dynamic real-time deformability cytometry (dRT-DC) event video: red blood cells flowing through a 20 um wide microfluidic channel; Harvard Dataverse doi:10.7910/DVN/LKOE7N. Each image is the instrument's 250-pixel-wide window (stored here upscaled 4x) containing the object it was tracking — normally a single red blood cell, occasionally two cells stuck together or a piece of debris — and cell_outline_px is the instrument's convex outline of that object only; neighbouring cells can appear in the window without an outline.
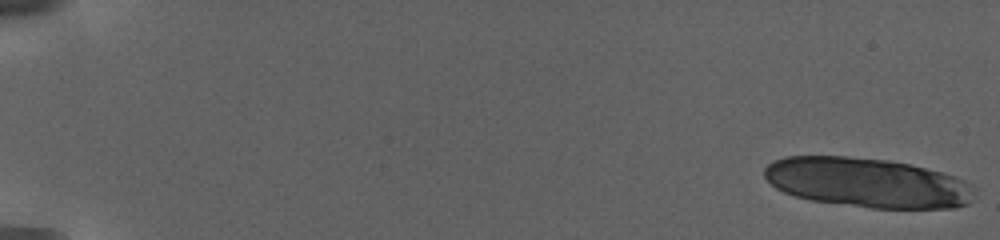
{"species": "human", "species_latin": "Homo sapiens", "temperature_condition": "warm", "stored_images_in_passage": 18, "camera_frame_rate_fps": 3000, "um_per_image_px": 0.085, "donor": {"sex": "female"}, "frame": {"image": 1, "passage_image": 1, "time_ms": 0.0, "image_size_px": [1000, 240], "cell_outline_px": [[976, 188], [968, 204], [956, 208], [872, 208], [812, 200], [796, 196], [784, 192], [776, 188], [764, 176], [764, 168], [772, 160], [788, 156], [848, 156], [888, 160], [908, 164], [956, 176], [972, 184]], "centroid_in_image_um": [73.73, 15.52], "position_along_channel_um": 11.3, "area_um2": 60.75}}